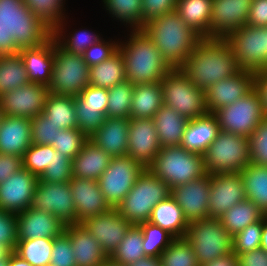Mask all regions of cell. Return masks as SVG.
<instances>
[{
  "label": "cell",
  "instance_id": "obj_53",
  "mask_svg": "<svg viewBox=\"0 0 267 266\" xmlns=\"http://www.w3.org/2000/svg\"><path fill=\"white\" fill-rule=\"evenodd\" d=\"M249 141L250 162L267 166V117L258 124Z\"/></svg>",
  "mask_w": 267,
  "mask_h": 266
},
{
  "label": "cell",
  "instance_id": "obj_17",
  "mask_svg": "<svg viewBox=\"0 0 267 266\" xmlns=\"http://www.w3.org/2000/svg\"><path fill=\"white\" fill-rule=\"evenodd\" d=\"M80 224L100 243L102 250L108 257L119 246L132 226L118 213L116 208L86 218Z\"/></svg>",
  "mask_w": 267,
  "mask_h": 266
},
{
  "label": "cell",
  "instance_id": "obj_1",
  "mask_svg": "<svg viewBox=\"0 0 267 266\" xmlns=\"http://www.w3.org/2000/svg\"><path fill=\"white\" fill-rule=\"evenodd\" d=\"M179 69L204 91L241 70L229 42L225 38L212 37L201 38Z\"/></svg>",
  "mask_w": 267,
  "mask_h": 266
},
{
  "label": "cell",
  "instance_id": "obj_49",
  "mask_svg": "<svg viewBox=\"0 0 267 266\" xmlns=\"http://www.w3.org/2000/svg\"><path fill=\"white\" fill-rule=\"evenodd\" d=\"M88 136L78 128L60 129L54 143L51 145L63 156L72 160L83 148Z\"/></svg>",
  "mask_w": 267,
  "mask_h": 266
},
{
  "label": "cell",
  "instance_id": "obj_25",
  "mask_svg": "<svg viewBox=\"0 0 267 266\" xmlns=\"http://www.w3.org/2000/svg\"><path fill=\"white\" fill-rule=\"evenodd\" d=\"M31 144V119L4 115L0 123V154L23 158Z\"/></svg>",
  "mask_w": 267,
  "mask_h": 266
},
{
  "label": "cell",
  "instance_id": "obj_18",
  "mask_svg": "<svg viewBox=\"0 0 267 266\" xmlns=\"http://www.w3.org/2000/svg\"><path fill=\"white\" fill-rule=\"evenodd\" d=\"M210 175L206 174L186 184L171 188V196L190 223L208 218Z\"/></svg>",
  "mask_w": 267,
  "mask_h": 266
},
{
  "label": "cell",
  "instance_id": "obj_22",
  "mask_svg": "<svg viewBox=\"0 0 267 266\" xmlns=\"http://www.w3.org/2000/svg\"><path fill=\"white\" fill-rule=\"evenodd\" d=\"M252 0H213L210 37L226 38L247 24Z\"/></svg>",
  "mask_w": 267,
  "mask_h": 266
},
{
  "label": "cell",
  "instance_id": "obj_63",
  "mask_svg": "<svg viewBox=\"0 0 267 266\" xmlns=\"http://www.w3.org/2000/svg\"><path fill=\"white\" fill-rule=\"evenodd\" d=\"M254 88L259 93L264 112L267 116V70L256 73Z\"/></svg>",
  "mask_w": 267,
  "mask_h": 266
},
{
  "label": "cell",
  "instance_id": "obj_57",
  "mask_svg": "<svg viewBox=\"0 0 267 266\" xmlns=\"http://www.w3.org/2000/svg\"><path fill=\"white\" fill-rule=\"evenodd\" d=\"M77 114V128L90 137L102 126L105 116L99 108L75 107Z\"/></svg>",
  "mask_w": 267,
  "mask_h": 266
},
{
  "label": "cell",
  "instance_id": "obj_24",
  "mask_svg": "<svg viewBox=\"0 0 267 266\" xmlns=\"http://www.w3.org/2000/svg\"><path fill=\"white\" fill-rule=\"evenodd\" d=\"M65 225L50 213L28 208L17 214V240L55 238Z\"/></svg>",
  "mask_w": 267,
  "mask_h": 266
},
{
  "label": "cell",
  "instance_id": "obj_50",
  "mask_svg": "<svg viewBox=\"0 0 267 266\" xmlns=\"http://www.w3.org/2000/svg\"><path fill=\"white\" fill-rule=\"evenodd\" d=\"M72 177V160L55 150L51 165L46 168L43 174L38 178V181L46 183H65L69 182Z\"/></svg>",
  "mask_w": 267,
  "mask_h": 266
},
{
  "label": "cell",
  "instance_id": "obj_5",
  "mask_svg": "<svg viewBox=\"0 0 267 266\" xmlns=\"http://www.w3.org/2000/svg\"><path fill=\"white\" fill-rule=\"evenodd\" d=\"M147 168L170 189L207 174L203 155L182 146L162 147Z\"/></svg>",
  "mask_w": 267,
  "mask_h": 266
},
{
  "label": "cell",
  "instance_id": "obj_16",
  "mask_svg": "<svg viewBox=\"0 0 267 266\" xmlns=\"http://www.w3.org/2000/svg\"><path fill=\"white\" fill-rule=\"evenodd\" d=\"M208 218H220L234 205L247 199L240 172L210 175Z\"/></svg>",
  "mask_w": 267,
  "mask_h": 266
},
{
  "label": "cell",
  "instance_id": "obj_29",
  "mask_svg": "<svg viewBox=\"0 0 267 266\" xmlns=\"http://www.w3.org/2000/svg\"><path fill=\"white\" fill-rule=\"evenodd\" d=\"M112 157L89 138L79 154L72 159V174L76 178L98 180Z\"/></svg>",
  "mask_w": 267,
  "mask_h": 266
},
{
  "label": "cell",
  "instance_id": "obj_65",
  "mask_svg": "<svg viewBox=\"0 0 267 266\" xmlns=\"http://www.w3.org/2000/svg\"><path fill=\"white\" fill-rule=\"evenodd\" d=\"M8 266H32L28 261L22 259L14 251L8 257Z\"/></svg>",
  "mask_w": 267,
  "mask_h": 266
},
{
  "label": "cell",
  "instance_id": "obj_27",
  "mask_svg": "<svg viewBox=\"0 0 267 266\" xmlns=\"http://www.w3.org/2000/svg\"><path fill=\"white\" fill-rule=\"evenodd\" d=\"M64 231L74 250L76 266H100L109 258L100 243L81 224L67 225Z\"/></svg>",
  "mask_w": 267,
  "mask_h": 266
},
{
  "label": "cell",
  "instance_id": "obj_32",
  "mask_svg": "<svg viewBox=\"0 0 267 266\" xmlns=\"http://www.w3.org/2000/svg\"><path fill=\"white\" fill-rule=\"evenodd\" d=\"M148 222L168 231L175 238L185 237L189 225L171 195L154 206Z\"/></svg>",
  "mask_w": 267,
  "mask_h": 266
},
{
  "label": "cell",
  "instance_id": "obj_14",
  "mask_svg": "<svg viewBox=\"0 0 267 266\" xmlns=\"http://www.w3.org/2000/svg\"><path fill=\"white\" fill-rule=\"evenodd\" d=\"M30 208L52 214L65 226L80 224L76 220V209L69 182L38 181Z\"/></svg>",
  "mask_w": 267,
  "mask_h": 266
},
{
  "label": "cell",
  "instance_id": "obj_67",
  "mask_svg": "<svg viewBox=\"0 0 267 266\" xmlns=\"http://www.w3.org/2000/svg\"><path fill=\"white\" fill-rule=\"evenodd\" d=\"M260 248L267 252V215L263 217V228L261 233Z\"/></svg>",
  "mask_w": 267,
  "mask_h": 266
},
{
  "label": "cell",
  "instance_id": "obj_28",
  "mask_svg": "<svg viewBox=\"0 0 267 266\" xmlns=\"http://www.w3.org/2000/svg\"><path fill=\"white\" fill-rule=\"evenodd\" d=\"M30 82L48 86L54 64L53 37L41 46L23 48L18 52Z\"/></svg>",
  "mask_w": 267,
  "mask_h": 266
},
{
  "label": "cell",
  "instance_id": "obj_71",
  "mask_svg": "<svg viewBox=\"0 0 267 266\" xmlns=\"http://www.w3.org/2000/svg\"><path fill=\"white\" fill-rule=\"evenodd\" d=\"M3 117H4V112H3V110H2V108L0 106V123H1V121L3 119Z\"/></svg>",
  "mask_w": 267,
  "mask_h": 266
},
{
  "label": "cell",
  "instance_id": "obj_6",
  "mask_svg": "<svg viewBox=\"0 0 267 266\" xmlns=\"http://www.w3.org/2000/svg\"><path fill=\"white\" fill-rule=\"evenodd\" d=\"M170 194V187L145 168L116 209L125 220L138 225L147 222L154 206Z\"/></svg>",
  "mask_w": 267,
  "mask_h": 266
},
{
  "label": "cell",
  "instance_id": "obj_42",
  "mask_svg": "<svg viewBox=\"0 0 267 266\" xmlns=\"http://www.w3.org/2000/svg\"><path fill=\"white\" fill-rule=\"evenodd\" d=\"M54 238L17 240L15 253L32 266H49Z\"/></svg>",
  "mask_w": 267,
  "mask_h": 266
},
{
  "label": "cell",
  "instance_id": "obj_37",
  "mask_svg": "<svg viewBox=\"0 0 267 266\" xmlns=\"http://www.w3.org/2000/svg\"><path fill=\"white\" fill-rule=\"evenodd\" d=\"M42 113L57 129L77 128L75 97L49 93Z\"/></svg>",
  "mask_w": 267,
  "mask_h": 266
},
{
  "label": "cell",
  "instance_id": "obj_44",
  "mask_svg": "<svg viewBox=\"0 0 267 266\" xmlns=\"http://www.w3.org/2000/svg\"><path fill=\"white\" fill-rule=\"evenodd\" d=\"M134 85L129 81L108 89L107 117L130 119V107Z\"/></svg>",
  "mask_w": 267,
  "mask_h": 266
},
{
  "label": "cell",
  "instance_id": "obj_61",
  "mask_svg": "<svg viewBox=\"0 0 267 266\" xmlns=\"http://www.w3.org/2000/svg\"><path fill=\"white\" fill-rule=\"evenodd\" d=\"M23 167L22 157L0 154V184Z\"/></svg>",
  "mask_w": 267,
  "mask_h": 266
},
{
  "label": "cell",
  "instance_id": "obj_7",
  "mask_svg": "<svg viewBox=\"0 0 267 266\" xmlns=\"http://www.w3.org/2000/svg\"><path fill=\"white\" fill-rule=\"evenodd\" d=\"M203 157L205 171L209 175L243 171L251 163L250 141L220 130Z\"/></svg>",
  "mask_w": 267,
  "mask_h": 266
},
{
  "label": "cell",
  "instance_id": "obj_52",
  "mask_svg": "<svg viewBox=\"0 0 267 266\" xmlns=\"http://www.w3.org/2000/svg\"><path fill=\"white\" fill-rule=\"evenodd\" d=\"M60 129L54 125L47 117L40 113L31 119V139L32 144L52 145Z\"/></svg>",
  "mask_w": 267,
  "mask_h": 266
},
{
  "label": "cell",
  "instance_id": "obj_40",
  "mask_svg": "<svg viewBox=\"0 0 267 266\" xmlns=\"http://www.w3.org/2000/svg\"><path fill=\"white\" fill-rule=\"evenodd\" d=\"M143 233L138 225H132L119 246L109 256L117 264L130 266L139 259L145 258L143 249Z\"/></svg>",
  "mask_w": 267,
  "mask_h": 266
},
{
  "label": "cell",
  "instance_id": "obj_36",
  "mask_svg": "<svg viewBox=\"0 0 267 266\" xmlns=\"http://www.w3.org/2000/svg\"><path fill=\"white\" fill-rule=\"evenodd\" d=\"M240 174L247 199L267 215V166L250 163Z\"/></svg>",
  "mask_w": 267,
  "mask_h": 266
},
{
  "label": "cell",
  "instance_id": "obj_12",
  "mask_svg": "<svg viewBox=\"0 0 267 266\" xmlns=\"http://www.w3.org/2000/svg\"><path fill=\"white\" fill-rule=\"evenodd\" d=\"M242 70H267V27L245 25L226 38Z\"/></svg>",
  "mask_w": 267,
  "mask_h": 266
},
{
  "label": "cell",
  "instance_id": "obj_20",
  "mask_svg": "<svg viewBox=\"0 0 267 266\" xmlns=\"http://www.w3.org/2000/svg\"><path fill=\"white\" fill-rule=\"evenodd\" d=\"M127 155L147 168L162 148L152 118H130Z\"/></svg>",
  "mask_w": 267,
  "mask_h": 266
},
{
  "label": "cell",
  "instance_id": "obj_31",
  "mask_svg": "<svg viewBox=\"0 0 267 266\" xmlns=\"http://www.w3.org/2000/svg\"><path fill=\"white\" fill-rule=\"evenodd\" d=\"M152 119L162 147L180 146L188 118L163 104Z\"/></svg>",
  "mask_w": 267,
  "mask_h": 266
},
{
  "label": "cell",
  "instance_id": "obj_46",
  "mask_svg": "<svg viewBox=\"0 0 267 266\" xmlns=\"http://www.w3.org/2000/svg\"><path fill=\"white\" fill-rule=\"evenodd\" d=\"M162 266H200L195 251L185 238H175L160 256Z\"/></svg>",
  "mask_w": 267,
  "mask_h": 266
},
{
  "label": "cell",
  "instance_id": "obj_13",
  "mask_svg": "<svg viewBox=\"0 0 267 266\" xmlns=\"http://www.w3.org/2000/svg\"><path fill=\"white\" fill-rule=\"evenodd\" d=\"M145 167L128 155L112 157L110 164L97 180L106 202L117 208L129 193Z\"/></svg>",
  "mask_w": 267,
  "mask_h": 266
},
{
  "label": "cell",
  "instance_id": "obj_56",
  "mask_svg": "<svg viewBox=\"0 0 267 266\" xmlns=\"http://www.w3.org/2000/svg\"><path fill=\"white\" fill-rule=\"evenodd\" d=\"M99 40L86 49L82 56L89 67L100 64L118 51L119 41Z\"/></svg>",
  "mask_w": 267,
  "mask_h": 266
},
{
  "label": "cell",
  "instance_id": "obj_51",
  "mask_svg": "<svg viewBox=\"0 0 267 266\" xmlns=\"http://www.w3.org/2000/svg\"><path fill=\"white\" fill-rule=\"evenodd\" d=\"M263 219L250 224L233 237V253L239 254L260 248Z\"/></svg>",
  "mask_w": 267,
  "mask_h": 266
},
{
  "label": "cell",
  "instance_id": "obj_48",
  "mask_svg": "<svg viewBox=\"0 0 267 266\" xmlns=\"http://www.w3.org/2000/svg\"><path fill=\"white\" fill-rule=\"evenodd\" d=\"M53 154L55 149L51 145L31 144L22 158L23 168L39 178L51 165Z\"/></svg>",
  "mask_w": 267,
  "mask_h": 266
},
{
  "label": "cell",
  "instance_id": "obj_55",
  "mask_svg": "<svg viewBox=\"0 0 267 266\" xmlns=\"http://www.w3.org/2000/svg\"><path fill=\"white\" fill-rule=\"evenodd\" d=\"M73 253L69 236L63 231L54 238L49 266H76Z\"/></svg>",
  "mask_w": 267,
  "mask_h": 266
},
{
  "label": "cell",
  "instance_id": "obj_39",
  "mask_svg": "<svg viewBox=\"0 0 267 266\" xmlns=\"http://www.w3.org/2000/svg\"><path fill=\"white\" fill-rule=\"evenodd\" d=\"M30 82L19 53L0 55V97Z\"/></svg>",
  "mask_w": 267,
  "mask_h": 266
},
{
  "label": "cell",
  "instance_id": "obj_62",
  "mask_svg": "<svg viewBox=\"0 0 267 266\" xmlns=\"http://www.w3.org/2000/svg\"><path fill=\"white\" fill-rule=\"evenodd\" d=\"M238 266H267V252L261 248L237 255Z\"/></svg>",
  "mask_w": 267,
  "mask_h": 266
},
{
  "label": "cell",
  "instance_id": "obj_15",
  "mask_svg": "<svg viewBox=\"0 0 267 266\" xmlns=\"http://www.w3.org/2000/svg\"><path fill=\"white\" fill-rule=\"evenodd\" d=\"M46 85L28 82L0 97V106L6 116L32 119L43 112L49 95Z\"/></svg>",
  "mask_w": 267,
  "mask_h": 266
},
{
  "label": "cell",
  "instance_id": "obj_70",
  "mask_svg": "<svg viewBox=\"0 0 267 266\" xmlns=\"http://www.w3.org/2000/svg\"><path fill=\"white\" fill-rule=\"evenodd\" d=\"M0 266H8V258L0 262Z\"/></svg>",
  "mask_w": 267,
  "mask_h": 266
},
{
  "label": "cell",
  "instance_id": "obj_8",
  "mask_svg": "<svg viewBox=\"0 0 267 266\" xmlns=\"http://www.w3.org/2000/svg\"><path fill=\"white\" fill-rule=\"evenodd\" d=\"M185 238L192 245L200 266L233 253V237L216 218L191 221Z\"/></svg>",
  "mask_w": 267,
  "mask_h": 266
},
{
  "label": "cell",
  "instance_id": "obj_10",
  "mask_svg": "<svg viewBox=\"0 0 267 266\" xmlns=\"http://www.w3.org/2000/svg\"><path fill=\"white\" fill-rule=\"evenodd\" d=\"M163 103L189 120L208 114L205 91L198 89L180 69H171L161 80Z\"/></svg>",
  "mask_w": 267,
  "mask_h": 266
},
{
  "label": "cell",
  "instance_id": "obj_43",
  "mask_svg": "<svg viewBox=\"0 0 267 266\" xmlns=\"http://www.w3.org/2000/svg\"><path fill=\"white\" fill-rule=\"evenodd\" d=\"M106 11L114 19L130 26V30H142V0H102Z\"/></svg>",
  "mask_w": 267,
  "mask_h": 266
},
{
  "label": "cell",
  "instance_id": "obj_21",
  "mask_svg": "<svg viewBox=\"0 0 267 266\" xmlns=\"http://www.w3.org/2000/svg\"><path fill=\"white\" fill-rule=\"evenodd\" d=\"M38 177L23 167L0 184V209L19 214L30 207Z\"/></svg>",
  "mask_w": 267,
  "mask_h": 266
},
{
  "label": "cell",
  "instance_id": "obj_64",
  "mask_svg": "<svg viewBox=\"0 0 267 266\" xmlns=\"http://www.w3.org/2000/svg\"><path fill=\"white\" fill-rule=\"evenodd\" d=\"M202 266H238L237 256L234 253L227 254Z\"/></svg>",
  "mask_w": 267,
  "mask_h": 266
},
{
  "label": "cell",
  "instance_id": "obj_69",
  "mask_svg": "<svg viewBox=\"0 0 267 266\" xmlns=\"http://www.w3.org/2000/svg\"><path fill=\"white\" fill-rule=\"evenodd\" d=\"M100 266H125V265H121V264H117L113 261H111L109 258L104 262L102 263Z\"/></svg>",
  "mask_w": 267,
  "mask_h": 266
},
{
  "label": "cell",
  "instance_id": "obj_11",
  "mask_svg": "<svg viewBox=\"0 0 267 266\" xmlns=\"http://www.w3.org/2000/svg\"><path fill=\"white\" fill-rule=\"evenodd\" d=\"M213 115L216 117L221 131L248 139L258 124L267 117L259 93L255 88L235 103L215 111Z\"/></svg>",
  "mask_w": 267,
  "mask_h": 266
},
{
  "label": "cell",
  "instance_id": "obj_35",
  "mask_svg": "<svg viewBox=\"0 0 267 266\" xmlns=\"http://www.w3.org/2000/svg\"><path fill=\"white\" fill-rule=\"evenodd\" d=\"M126 80L124 58L119 50L104 62L90 67L89 85L94 87L109 89Z\"/></svg>",
  "mask_w": 267,
  "mask_h": 266
},
{
  "label": "cell",
  "instance_id": "obj_19",
  "mask_svg": "<svg viewBox=\"0 0 267 266\" xmlns=\"http://www.w3.org/2000/svg\"><path fill=\"white\" fill-rule=\"evenodd\" d=\"M255 72L240 70L235 75L220 80L205 91V103L208 113L231 105L248 94L254 88Z\"/></svg>",
  "mask_w": 267,
  "mask_h": 266
},
{
  "label": "cell",
  "instance_id": "obj_54",
  "mask_svg": "<svg viewBox=\"0 0 267 266\" xmlns=\"http://www.w3.org/2000/svg\"><path fill=\"white\" fill-rule=\"evenodd\" d=\"M108 89L97 88L88 85L78 96L75 97V107L99 108L107 117Z\"/></svg>",
  "mask_w": 267,
  "mask_h": 266
},
{
  "label": "cell",
  "instance_id": "obj_45",
  "mask_svg": "<svg viewBox=\"0 0 267 266\" xmlns=\"http://www.w3.org/2000/svg\"><path fill=\"white\" fill-rule=\"evenodd\" d=\"M143 233V249L146 257L159 259L162 252L170 245L175 237L168 231L150 222L138 224Z\"/></svg>",
  "mask_w": 267,
  "mask_h": 266
},
{
  "label": "cell",
  "instance_id": "obj_66",
  "mask_svg": "<svg viewBox=\"0 0 267 266\" xmlns=\"http://www.w3.org/2000/svg\"><path fill=\"white\" fill-rule=\"evenodd\" d=\"M130 266H162L160 259L154 257H145L139 259L137 262Z\"/></svg>",
  "mask_w": 267,
  "mask_h": 266
},
{
  "label": "cell",
  "instance_id": "obj_41",
  "mask_svg": "<svg viewBox=\"0 0 267 266\" xmlns=\"http://www.w3.org/2000/svg\"><path fill=\"white\" fill-rule=\"evenodd\" d=\"M64 24L66 23L63 20L52 30V37L61 48L72 54L82 55L92 44L102 39L100 34H96L92 30L80 29L79 31H75V33L73 32V34H69L70 36L67 35L68 38L66 40L64 38L66 34L63 35L65 30Z\"/></svg>",
  "mask_w": 267,
  "mask_h": 266
},
{
  "label": "cell",
  "instance_id": "obj_47",
  "mask_svg": "<svg viewBox=\"0 0 267 266\" xmlns=\"http://www.w3.org/2000/svg\"><path fill=\"white\" fill-rule=\"evenodd\" d=\"M29 10L52 30L65 19L64 0H23ZM64 11V12H63Z\"/></svg>",
  "mask_w": 267,
  "mask_h": 266
},
{
  "label": "cell",
  "instance_id": "obj_33",
  "mask_svg": "<svg viewBox=\"0 0 267 266\" xmlns=\"http://www.w3.org/2000/svg\"><path fill=\"white\" fill-rule=\"evenodd\" d=\"M163 104L161 82L135 84L130 118H153Z\"/></svg>",
  "mask_w": 267,
  "mask_h": 266
},
{
  "label": "cell",
  "instance_id": "obj_9",
  "mask_svg": "<svg viewBox=\"0 0 267 266\" xmlns=\"http://www.w3.org/2000/svg\"><path fill=\"white\" fill-rule=\"evenodd\" d=\"M54 64L49 92L64 96H78L89 85L90 67L83 56L61 48L53 38Z\"/></svg>",
  "mask_w": 267,
  "mask_h": 266
},
{
  "label": "cell",
  "instance_id": "obj_4",
  "mask_svg": "<svg viewBox=\"0 0 267 266\" xmlns=\"http://www.w3.org/2000/svg\"><path fill=\"white\" fill-rule=\"evenodd\" d=\"M126 42H119L118 50L125 63L127 81L135 84L159 83L171 70L163 60L156 44L143 30H132Z\"/></svg>",
  "mask_w": 267,
  "mask_h": 266
},
{
  "label": "cell",
  "instance_id": "obj_59",
  "mask_svg": "<svg viewBox=\"0 0 267 266\" xmlns=\"http://www.w3.org/2000/svg\"><path fill=\"white\" fill-rule=\"evenodd\" d=\"M177 0H142V27L150 20L175 11Z\"/></svg>",
  "mask_w": 267,
  "mask_h": 266
},
{
  "label": "cell",
  "instance_id": "obj_60",
  "mask_svg": "<svg viewBox=\"0 0 267 266\" xmlns=\"http://www.w3.org/2000/svg\"><path fill=\"white\" fill-rule=\"evenodd\" d=\"M246 25L267 27V0H252Z\"/></svg>",
  "mask_w": 267,
  "mask_h": 266
},
{
  "label": "cell",
  "instance_id": "obj_38",
  "mask_svg": "<svg viewBox=\"0 0 267 266\" xmlns=\"http://www.w3.org/2000/svg\"><path fill=\"white\" fill-rule=\"evenodd\" d=\"M264 216L265 214L252 201L245 199L234 205L218 219L227 232L234 237L250 224L262 220Z\"/></svg>",
  "mask_w": 267,
  "mask_h": 266
},
{
  "label": "cell",
  "instance_id": "obj_23",
  "mask_svg": "<svg viewBox=\"0 0 267 266\" xmlns=\"http://www.w3.org/2000/svg\"><path fill=\"white\" fill-rule=\"evenodd\" d=\"M69 184L76 209V220L79 223L111 209L97 180L72 177Z\"/></svg>",
  "mask_w": 267,
  "mask_h": 266
},
{
  "label": "cell",
  "instance_id": "obj_30",
  "mask_svg": "<svg viewBox=\"0 0 267 266\" xmlns=\"http://www.w3.org/2000/svg\"><path fill=\"white\" fill-rule=\"evenodd\" d=\"M219 131L218 121L211 113L191 119L186 126L180 146L203 155Z\"/></svg>",
  "mask_w": 267,
  "mask_h": 266
},
{
  "label": "cell",
  "instance_id": "obj_3",
  "mask_svg": "<svg viewBox=\"0 0 267 266\" xmlns=\"http://www.w3.org/2000/svg\"><path fill=\"white\" fill-rule=\"evenodd\" d=\"M142 30L156 44L171 69H179L202 38L176 11L150 20Z\"/></svg>",
  "mask_w": 267,
  "mask_h": 266
},
{
  "label": "cell",
  "instance_id": "obj_26",
  "mask_svg": "<svg viewBox=\"0 0 267 266\" xmlns=\"http://www.w3.org/2000/svg\"><path fill=\"white\" fill-rule=\"evenodd\" d=\"M129 119L106 117L89 139L111 157L125 156L128 151Z\"/></svg>",
  "mask_w": 267,
  "mask_h": 266
},
{
  "label": "cell",
  "instance_id": "obj_2",
  "mask_svg": "<svg viewBox=\"0 0 267 266\" xmlns=\"http://www.w3.org/2000/svg\"><path fill=\"white\" fill-rule=\"evenodd\" d=\"M51 37L52 29L23 0H0V55L41 46Z\"/></svg>",
  "mask_w": 267,
  "mask_h": 266
},
{
  "label": "cell",
  "instance_id": "obj_68",
  "mask_svg": "<svg viewBox=\"0 0 267 266\" xmlns=\"http://www.w3.org/2000/svg\"><path fill=\"white\" fill-rule=\"evenodd\" d=\"M13 251L6 245L0 244V262L7 259Z\"/></svg>",
  "mask_w": 267,
  "mask_h": 266
},
{
  "label": "cell",
  "instance_id": "obj_58",
  "mask_svg": "<svg viewBox=\"0 0 267 266\" xmlns=\"http://www.w3.org/2000/svg\"><path fill=\"white\" fill-rule=\"evenodd\" d=\"M17 214L0 209V244L15 251L17 245Z\"/></svg>",
  "mask_w": 267,
  "mask_h": 266
},
{
  "label": "cell",
  "instance_id": "obj_34",
  "mask_svg": "<svg viewBox=\"0 0 267 266\" xmlns=\"http://www.w3.org/2000/svg\"><path fill=\"white\" fill-rule=\"evenodd\" d=\"M213 0H177L175 11L202 38L210 37Z\"/></svg>",
  "mask_w": 267,
  "mask_h": 266
}]
</instances>
